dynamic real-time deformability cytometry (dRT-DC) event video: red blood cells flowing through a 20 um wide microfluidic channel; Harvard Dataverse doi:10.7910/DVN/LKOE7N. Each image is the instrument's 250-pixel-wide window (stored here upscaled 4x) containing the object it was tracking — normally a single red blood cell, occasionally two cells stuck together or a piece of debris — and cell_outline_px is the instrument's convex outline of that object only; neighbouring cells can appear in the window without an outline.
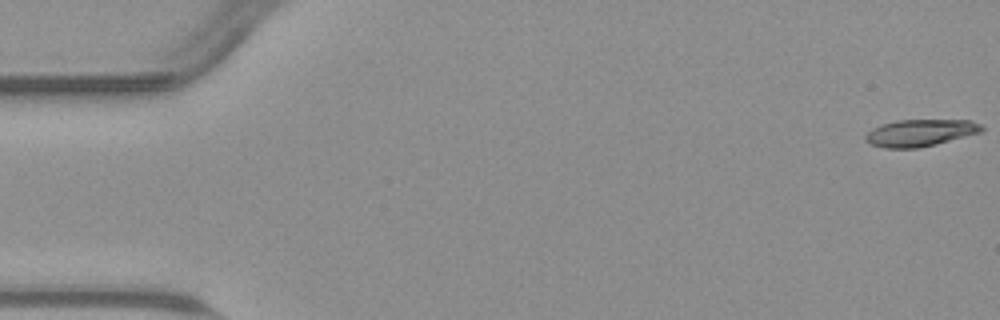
{"species": "common noctule bat (a hibernating species)", "species_latin": "Nyctalus noctula", "temperature_condition": "warm", "stored_images_in_passage": 55, "camera_frame_rate_fps": 3000, "um_per_image_px": 0.085, "animal": {"sex": "male", "body_mass_g": 23.1, "forearm_length_mm": 52.7}, "frame": {"image": 1, "passage_image": 1, "time_ms": 0.0, "image_size_px": [1000, 320], "cell_outline_px": [[984, 128], [980, 132], [936, 144], [916, 148], [884, 148], [872, 144], [864, 140], [864, 136], [872, 128], [880, 124], [896, 120], [972, 120], [980, 124]], "centroid_in_image_um": [78.18, 11.28], "position_along_channel_um": 6.8, "area_um2": 18.21}}
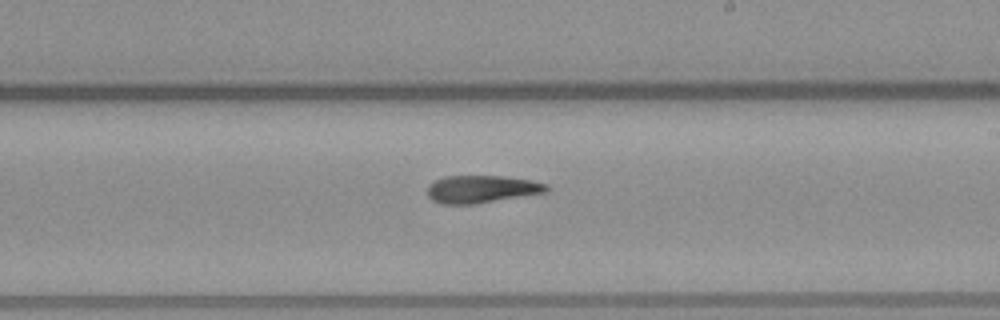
{"frame": {"image": 2, "passage_image": 32, "time_ms": 10.333, "image_size_px": [1000, 320], "cell_outline_px": [[548, 192], [476, 204], [440, 204], [432, 200], [428, 196], [428, 184], [432, 180], [444, 176], [504, 176], [532, 180], [548, 184]], "centroid_in_image_um": [40.92, 16.07], "position_along_channel_um": 248.1, "area_um2": 19.42}}
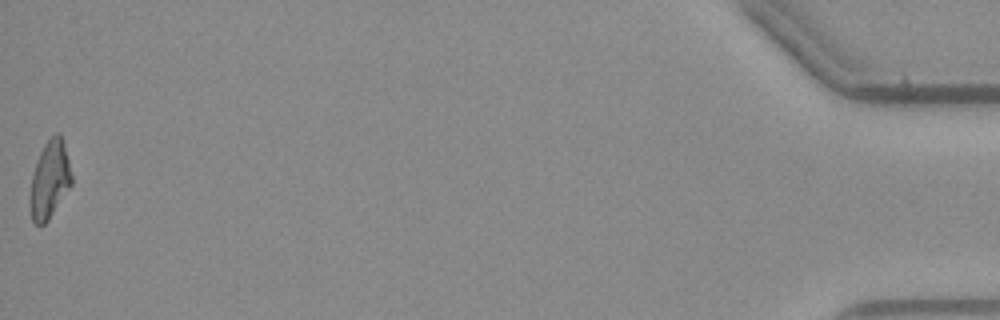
{"frame": {"image": 3, "passage_image": 55, "time_ms": 18.0, "image_size_px": [1000, 320], "cell_outline_px": [[72, 184], [48, 220], [44, 224], [36, 224], [32, 220], [28, 204], [28, 200], [32, 176], [36, 160], [44, 144], [56, 132], [60, 132], [64, 144], [72, 176]], "centroid_in_image_um": [4.19, 15.28], "position_along_channel_um": 431.0, "area_um2": 18.84}}